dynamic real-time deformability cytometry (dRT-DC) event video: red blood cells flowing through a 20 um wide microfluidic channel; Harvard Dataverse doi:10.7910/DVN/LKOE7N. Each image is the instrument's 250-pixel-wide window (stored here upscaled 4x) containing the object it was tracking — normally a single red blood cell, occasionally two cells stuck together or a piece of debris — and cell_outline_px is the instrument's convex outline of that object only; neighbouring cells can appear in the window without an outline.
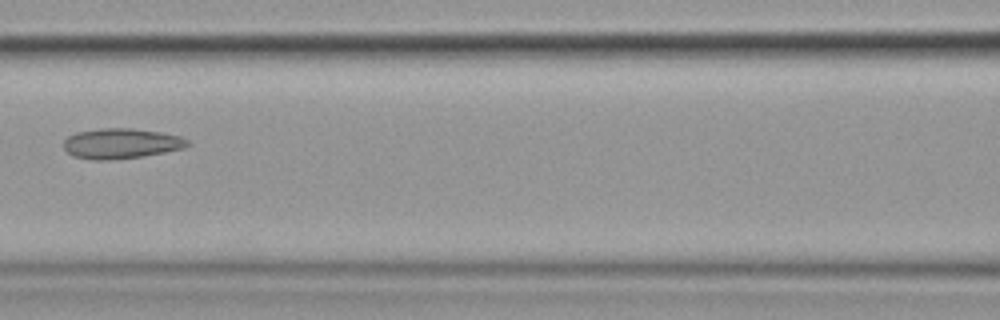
{"species": "common noctule bat (a hibernating species)", "species_latin": "Nyctalus noctula", "temperature_condition": "cold", "stored_images_in_passage": 5, "camera_frame_rate_fps": 3000, "um_per_image_px": 0.085, "animal": {"sex": "female", "body_mass_g": 19.9}, "frame": {"image": 1, "passage_image": 5, "time_ms": 5.333, "image_size_px": [1000, 320], "cell_outline_px": [[192, 144], [184, 148], [144, 156], [108, 160], [92, 160], [72, 156], [64, 148], [64, 140], [68, 136], [76, 132], [100, 128], [132, 128], [160, 132], [180, 136], [188, 140]], "centroid_in_image_um": [10.3, 12.19], "position_along_channel_um": 156.3, "area_um2": 21.96}}